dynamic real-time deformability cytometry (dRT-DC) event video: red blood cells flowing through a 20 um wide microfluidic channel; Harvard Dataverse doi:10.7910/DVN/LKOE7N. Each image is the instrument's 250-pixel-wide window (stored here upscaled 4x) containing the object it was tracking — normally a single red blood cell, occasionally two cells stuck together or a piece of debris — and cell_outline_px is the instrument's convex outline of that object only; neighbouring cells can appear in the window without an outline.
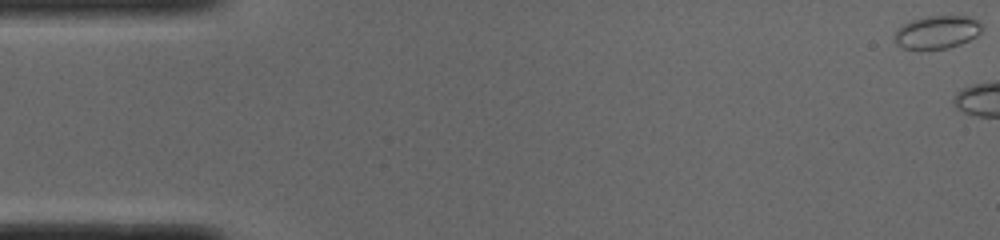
{"species": "common noctule bat (a hibernating species)", "species_latin": "Nyctalus noctula", "temperature_condition": "cold", "stored_images_in_passage": 10, "camera_frame_rate_fps": 3000, "um_per_image_px": 0.085, "animal": {"sex": "male", "body_mass_g": 19.0, "forearm_length_mm": 50.8}, "frame": {"image": 1, "passage_image": 1, "time_ms": 0.0, "image_size_px": [1000, 240], "cell_outline_px": [[980, 32], [976, 36], [960, 44], [948, 48], [904, 48], [896, 44], [892, 36], [904, 24], [912, 20], [928, 16], [968, 16], [976, 20], [980, 24]], "centroid_in_image_um": [79.62, 2.72], "position_along_channel_um": 5.4, "area_um2": 16.42}}